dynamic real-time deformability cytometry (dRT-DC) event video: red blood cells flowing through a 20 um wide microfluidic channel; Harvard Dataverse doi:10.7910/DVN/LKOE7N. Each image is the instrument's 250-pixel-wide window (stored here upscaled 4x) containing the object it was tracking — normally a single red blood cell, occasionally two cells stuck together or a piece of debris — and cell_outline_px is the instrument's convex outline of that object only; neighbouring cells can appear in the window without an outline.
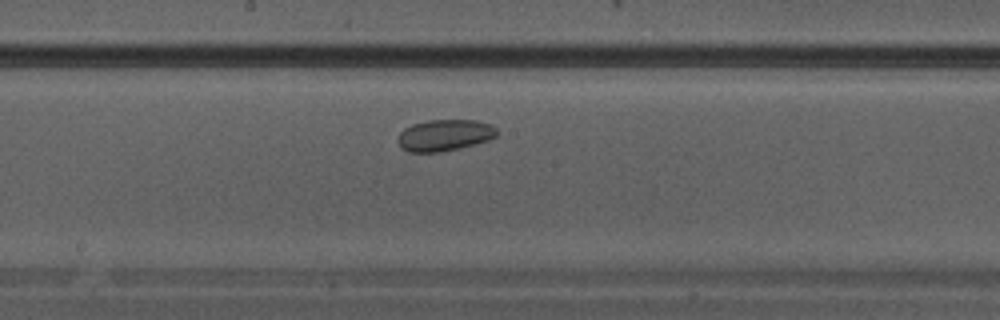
{"species": "Egyptian fruit bat (a non-hibernating species)", "species_latin": "Rousettus aegyptiacus", "temperature_condition": "warm", "stored_images_in_passage": 14, "camera_frame_rate_fps": 3000, "um_per_image_px": 0.085, "animal": {"sex": "male"}, "frame": {"image": 1, "passage_image": 10, "time_ms": 3.0, "image_size_px": [1000, 320], "cell_outline_px": [[496, 136], [488, 140], [460, 148], [440, 152], [408, 152], [400, 148], [396, 140], [400, 132], [404, 128], [412, 124], [428, 120], [476, 120], [492, 124], [496, 128]], "centroid_in_image_um": [37.75, 11.49], "position_along_channel_um": 210.5, "area_um2": 18.32}}
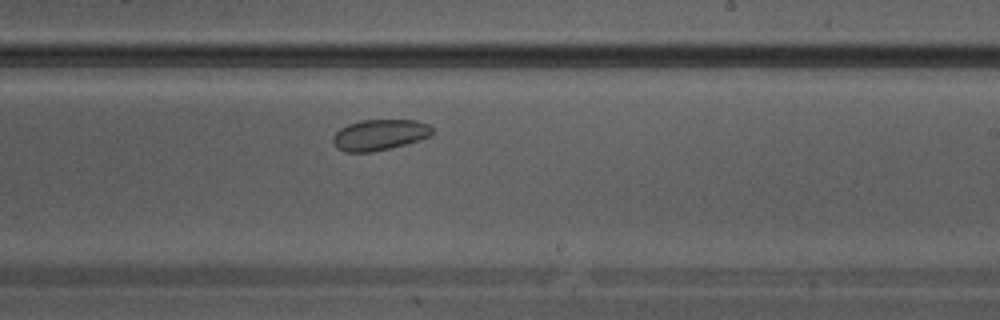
{"frame": {"image": 2, "passage_image": 12, "time_ms": 3.667, "image_size_px": [1000, 320], "cell_outline_px": [[432, 136], [420, 140], [388, 148], [368, 152], [344, 152], [336, 148], [332, 144], [332, 136], [340, 128], [348, 124], [360, 120], [416, 120], [428, 124], [432, 128]], "centroid_in_image_um": [32.23, 11.46], "position_along_channel_um": 256.8, "area_um2": 17.92}}